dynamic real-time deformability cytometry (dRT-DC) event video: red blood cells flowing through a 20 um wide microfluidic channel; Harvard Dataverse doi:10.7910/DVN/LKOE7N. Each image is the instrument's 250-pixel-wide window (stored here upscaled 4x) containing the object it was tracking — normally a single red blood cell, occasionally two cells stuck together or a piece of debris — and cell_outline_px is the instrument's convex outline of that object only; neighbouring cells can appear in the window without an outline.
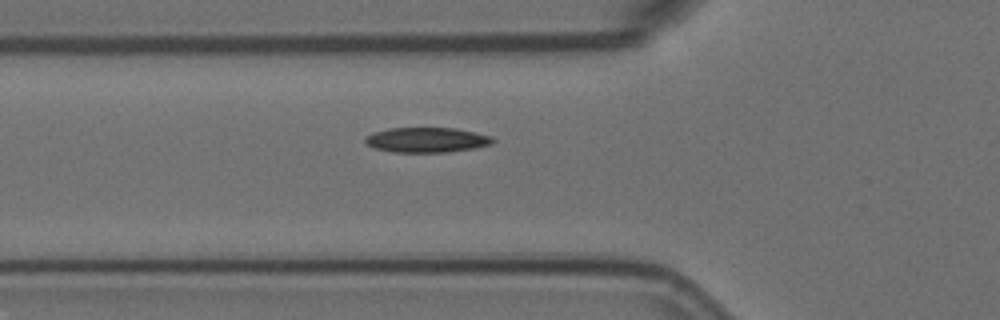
{"species": "Egyptian fruit bat (a non-hibernating species)", "species_latin": "Rousettus aegyptiacus", "temperature_condition": "room temperature", "stored_images_in_passage": 5, "camera_frame_rate_fps": 3000, "um_per_image_px": 0.085, "animal": {"sex": "female"}, "frame": {"image": 1, "passage_image": 5, "time_ms": 1.333, "image_size_px": [1000, 320], "cell_outline_px": [[496, 140], [492, 144], [472, 148], [444, 152], [392, 152], [376, 148], [364, 144], [364, 136], [372, 132], [388, 128], [456, 128], [492, 136]], "centroid_in_image_um": [36.22, 11.88], "position_along_channel_um": 89.6, "area_um2": 18.67}}